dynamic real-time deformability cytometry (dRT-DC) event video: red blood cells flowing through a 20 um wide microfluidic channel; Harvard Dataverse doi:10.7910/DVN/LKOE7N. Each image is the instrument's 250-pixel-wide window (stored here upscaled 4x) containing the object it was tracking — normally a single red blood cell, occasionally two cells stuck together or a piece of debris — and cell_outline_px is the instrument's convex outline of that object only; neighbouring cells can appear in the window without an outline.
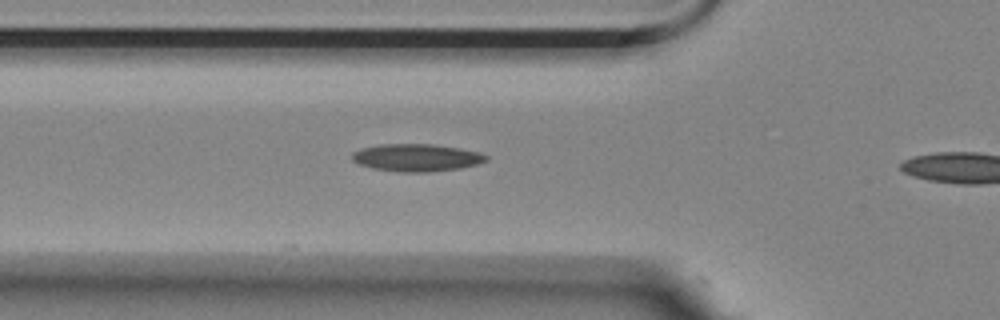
{"species": "Egyptian fruit bat (a non-hibernating species)", "species_latin": "Rousettus aegyptiacus", "temperature_condition": "room temperature", "stored_images_in_passage": 5, "camera_frame_rate_fps": 3000, "um_per_image_px": 0.085, "animal": {"sex": "female"}, "frame": {"image": 1, "passage_image": 4, "time_ms": 1.0, "image_size_px": [1000, 320], "cell_outline_px": [[488, 160], [476, 164], [460, 168], [428, 172], [400, 172], [376, 168], [360, 164], [352, 160], [352, 152], [364, 148], [380, 144], [432, 144], [460, 148], [480, 152], [488, 156]], "centroid_in_image_um": [35.44, 13.39], "position_along_channel_um": 90.4, "area_um2": 21.27}}